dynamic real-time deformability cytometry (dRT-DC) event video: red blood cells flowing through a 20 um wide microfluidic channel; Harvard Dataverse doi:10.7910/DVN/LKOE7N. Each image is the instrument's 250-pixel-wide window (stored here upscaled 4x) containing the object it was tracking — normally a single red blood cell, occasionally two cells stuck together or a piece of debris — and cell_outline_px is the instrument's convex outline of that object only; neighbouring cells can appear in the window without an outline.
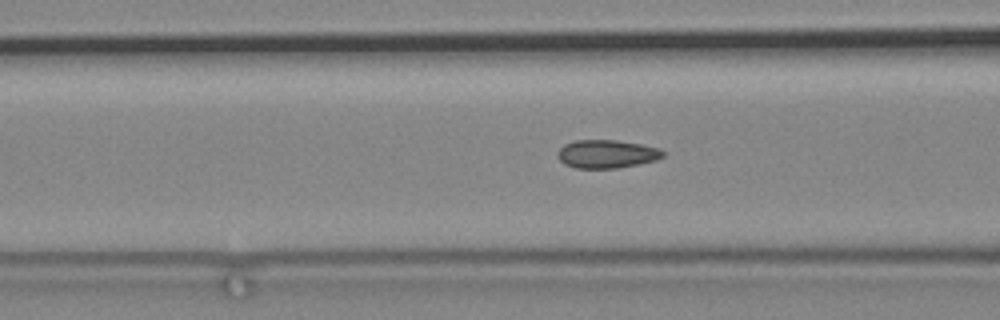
{"species": "common noctule bat (a hibernating species)", "species_latin": "Nyctalus noctula", "temperature_condition": "cold", "stored_images_in_passage": 64, "camera_frame_rate_fps": 3000, "um_per_image_px": 0.085, "animal": {"sex": "male", "body_mass_g": 19.2, "forearm_length_mm": 51.8}, "frame": {"image": 1, "passage_image": 24, "time_ms": 7.667, "image_size_px": [1000, 320], "cell_outline_px": [[664, 156], [656, 160], [640, 164], [616, 168], [576, 168], [564, 164], [556, 156], [556, 152], [564, 144], [576, 140], [616, 140], [640, 144], [660, 148], [664, 152]], "centroid_in_image_um": [51.56, 13.09], "position_along_channel_um": 115.0, "area_um2": 17.46}}
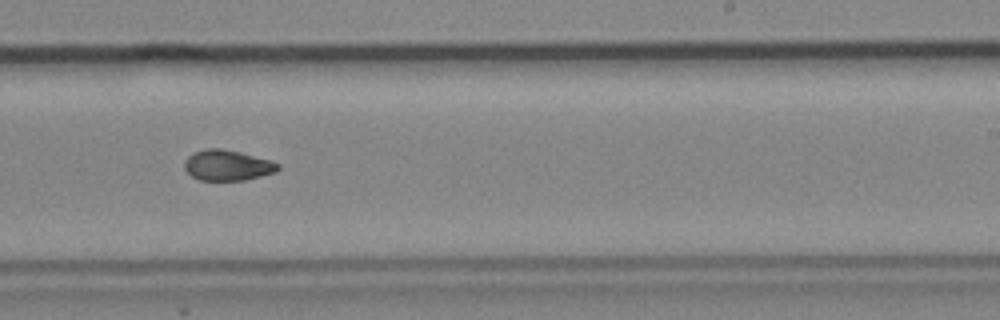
{"frame": {"image": 2, "passage_image": 39, "time_ms": 12.667, "image_size_px": [1000, 320], "cell_outline_px": [[280, 168], [276, 172], [244, 180], [200, 180], [192, 176], [184, 168], [184, 160], [192, 152], [208, 148], [220, 148], [240, 152], [272, 160], [280, 164]], "centroid_in_image_um": [19.33, 14.04], "position_along_channel_um": 269.7, "area_um2": 16.76}}
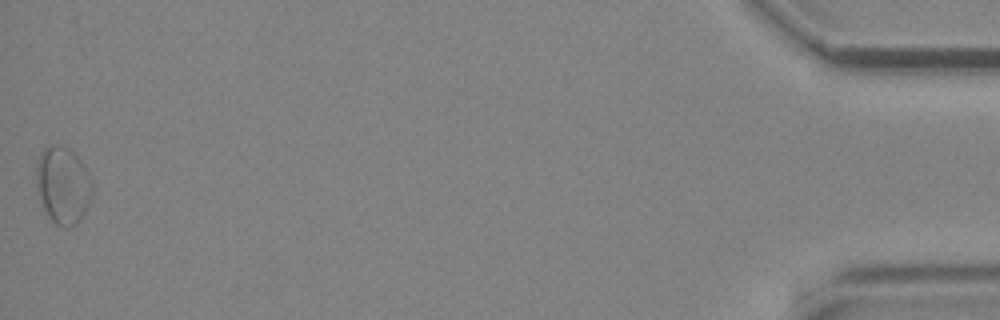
{"frame": {"image": 3, "passage_image": 64, "time_ms": 21.0, "image_size_px": [1000, 320], "cell_outline_px": [[92, 192], [88, 204], [80, 220], [76, 224], [68, 228], [64, 228], [56, 224], [48, 216], [44, 208], [36, 184], [36, 164], [40, 152], [48, 144], [60, 144], [68, 148], [80, 160], [88, 172], [92, 180]], "centroid_in_image_um": [5.34, 15.72], "position_along_channel_um": 429.9, "area_um2": 25.2}}